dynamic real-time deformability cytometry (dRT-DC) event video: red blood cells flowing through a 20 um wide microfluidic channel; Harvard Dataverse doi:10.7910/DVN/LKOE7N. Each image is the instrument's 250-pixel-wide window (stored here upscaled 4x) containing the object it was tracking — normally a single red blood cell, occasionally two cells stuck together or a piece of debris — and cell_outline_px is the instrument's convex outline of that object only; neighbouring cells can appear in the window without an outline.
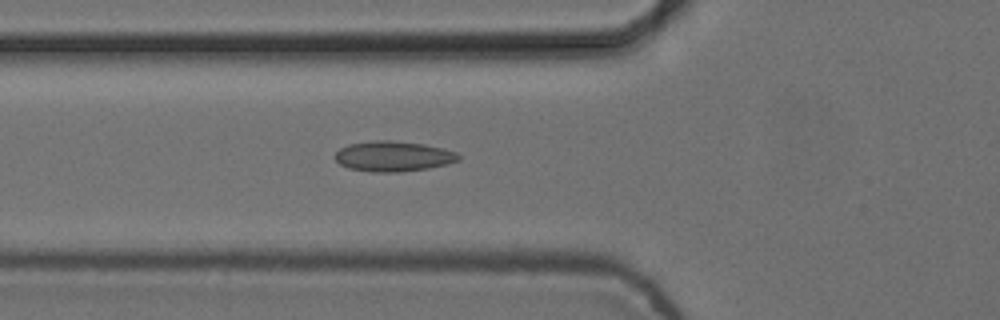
{"species": "common noctule bat (a hibernating species)", "species_latin": "Nyctalus noctula", "temperature_condition": "cold", "stored_images_in_passage": 3, "camera_frame_rate_fps": 3000, "um_per_image_px": 0.085, "animal": {"sex": "female", "body_mass_g": 24.6, "forearm_length_mm": 56.2}, "frame": {"image": 1, "passage_image": 3, "time_ms": 0.667, "image_size_px": [1000, 320], "cell_outline_px": [[460, 160], [448, 164], [428, 168], [400, 172], [372, 172], [348, 168], [340, 164], [336, 160], [336, 152], [340, 148], [348, 144], [376, 140], [388, 140], [424, 144], [444, 148], [456, 152], [460, 156]], "centroid_in_image_um": [33.45, 13.28], "position_along_channel_um": 92.4, "area_um2": 21.85}}